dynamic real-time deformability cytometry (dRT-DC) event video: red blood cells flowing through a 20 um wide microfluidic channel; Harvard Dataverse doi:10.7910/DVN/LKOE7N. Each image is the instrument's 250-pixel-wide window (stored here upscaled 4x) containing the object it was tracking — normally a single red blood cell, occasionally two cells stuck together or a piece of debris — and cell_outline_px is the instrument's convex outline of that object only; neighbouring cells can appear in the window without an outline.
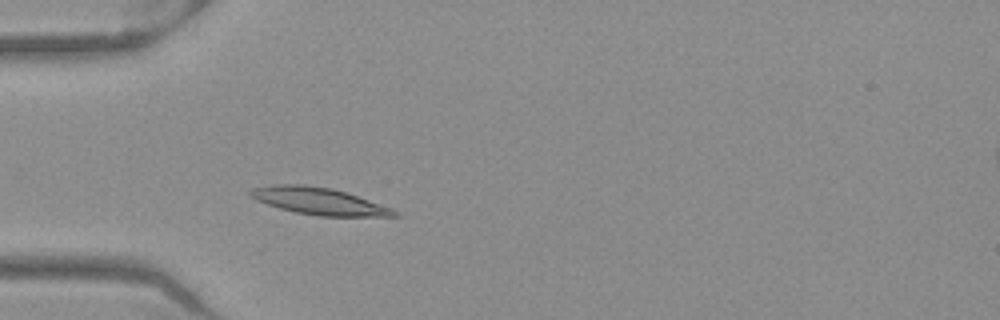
{"species": "Egyptian fruit bat (a non-hibernating species)", "species_latin": "Rousettus aegyptiacus", "temperature_condition": "warm", "stored_images_in_passage": 46, "camera_frame_rate_fps": 3000, "um_per_image_px": 0.085, "frame": {"image": 1, "passage_image": 10, "time_ms": 3.0, "image_size_px": [1000, 320], "cell_outline_px": [[400, 216], [320, 216], [296, 212], [280, 208], [256, 200], [248, 196], [248, 192], [252, 188], [272, 184], [304, 184], [332, 188], [392, 208], [400, 212]], "centroid_in_image_um": [27.08, 17.09], "position_along_channel_um": 57.9, "area_um2": 22.54}}
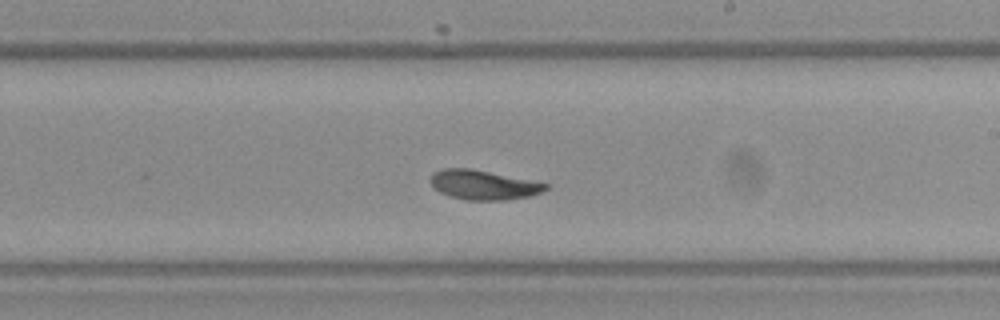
{"frame": {"image": 2, "passage_image": 25, "time_ms": 8.0, "image_size_px": [1000, 320], "cell_outline_px": [[548, 188], [540, 192], [528, 196], [504, 200], [464, 200], [440, 192], [432, 188], [428, 180], [432, 172], [444, 168], [472, 168], [548, 184]], "centroid_in_image_um": [40.99, 15.7], "position_along_channel_um": 248.0, "area_um2": 19.77}}
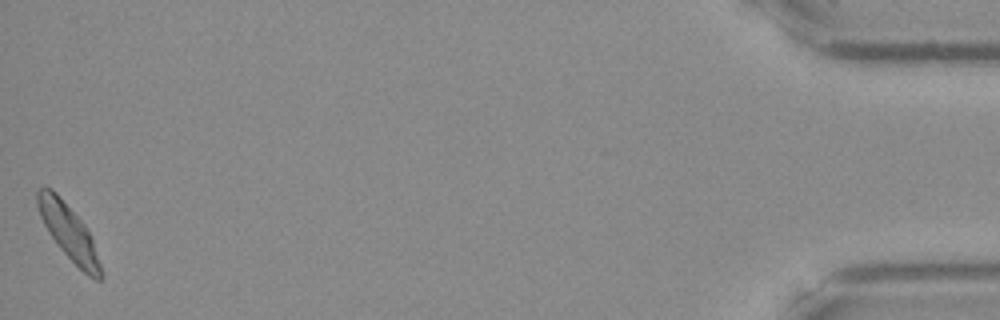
{"frame": {"image": 3, "passage_image": 46, "time_ms": 15.0, "image_size_px": [1000, 320], "cell_outline_px": [[104, 276], [100, 280], [96, 280], [88, 276], [60, 248], [44, 224], [40, 216], [36, 204], [36, 192], [40, 188], [52, 188], [56, 192], [84, 224], [92, 240]], "centroid_in_image_um": [5.83, 19.72], "position_along_channel_um": 429.4, "area_um2": 19.77}, "authors_computed_cell_mechanics": {"area_um2": 20.3745, "velocity_mm_per_s": 3.9153, "shape_relaxation_time_tau1_ms": 2.354, "shape_relaxation_time_tau2_ms": 1.2845, "deformation_change_tau1": 0.1278, "deformation_change_tau2": 0.0677}}